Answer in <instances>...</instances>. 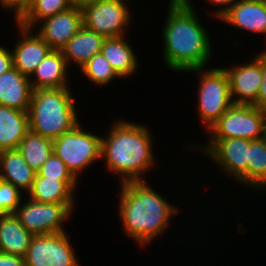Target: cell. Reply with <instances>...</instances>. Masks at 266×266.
Here are the masks:
<instances>
[{
    "label": "cell",
    "mask_w": 266,
    "mask_h": 266,
    "mask_svg": "<svg viewBox=\"0 0 266 266\" xmlns=\"http://www.w3.org/2000/svg\"><path fill=\"white\" fill-rule=\"evenodd\" d=\"M191 3L190 0H171L162 28L163 60L176 72L205 69L212 55L208 32Z\"/></svg>",
    "instance_id": "cell-1"
},
{
    "label": "cell",
    "mask_w": 266,
    "mask_h": 266,
    "mask_svg": "<svg viewBox=\"0 0 266 266\" xmlns=\"http://www.w3.org/2000/svg\"><path fill=\"white\" fill-rule=\"evenodd\" d=\"M144 181L121 183L119 218L128 237L139 246L150 244L164 233L178 208Z\"/></svg>",
    "instance_id": "cell-2"
},
{
    "label": "cell",
    "mask_w": 266,
    "mask_h": 266,
    "mask_svg": "<svg viewBox=\"0 0 266 266\" xmlns=\"http://www.w3.org/2000/svg\"><path fill=\"white\" fill-rule=\"evenodd\" d=\"M101 138V159L108 171L122 176L121 183L144 181V172L155 165L150 131L144 125L118 120Z\"/></svg>",
    "instance_id": "cell-3"
},
{
    "label": "cell",
    "mask_w": 266,
    "mask_h": 266,
    "mask_svg": "<svg viewBox=\"0 0 266 266\" xmlns=\"http://www.w3.org/2000/svg\"><path fill=\"white\" fill-rule=\"evenodd\" d=\"M69 87L33 90L29 107L30 131L55 140L79 122Z\"/></svg>",
    "instance_id": "cell-4"
},
{
    "label": "cell",
    "mask_w": 266,
    "mask_h": 266,
    "mask_svg": "<svg viewBox=\"0 0 266 266\" xmlns=\"http://www.w3.org/2000/svg\"><path fill=\"white\" fill-rule=\"evenodd\" d=\"M80 125L78 123L73 129L53 140V153L65 163L77 180L84 169L101 159L102 136L85 131Z\"/></svg>",
    "instance_id": "cell-5"
},
{
    "label": "cell",
    "mask_w": 266,
    "mask_h": 266,
    "mask_svg": "<svg viewBox=\"0 0 266 266\" xmlns=\"http://www.w3.org/2000/svg\"><path fill=\"white\" fill-rule=\"evenodd\" d=\"M199 68L188 72H199L198 113L207 130L233 105L229 78L224 68Z\"/></svg>",
    "instance_id": "cell-6"
},
{
    "label": "cell",
    "mask_w": 266,
    "mask_h": 266,
    "mask_svg": "<svg viewBox=\"0 0 266 266\" xmlns=\"http://www.w3.org/2000/svg\"><path fill=\"white\" fill-rule=\"evenodd\" d=\"M208 131L209 139H261L266 136V112L254 105L233 104Z\"/></svg>",
    "instance_id": "cell-7"
},
{
    "label": "cell",
    "mask_w": 266,
    "mask_h": 266,
    "mask_svg": "<svg viewBox=\"0 0 266 266\" xmlns=\"http://www.w3.org/2000/svg\"><path fill=\"white\" fill-rule=\"evenodd\" d=\"M127 0H96L81 6L83 25L105 38L124 36L131 22Z\"/></svg>",
    "instance_id": "cell-8"
},
{
    "label": "cell",
    "mask_w": 266,
    "mask_h": 266,
    "mask_svg": "<svg viewBox=\"0 0 266 266\" xmlns=\"http://www.w3.org/2000/svg\"><path fill=\"white\" fill-rule=\"evenodd\" d=\"M74 205L39 203L28 199L26 203L20 204L14 214L33 235L56 234L66 232L64 223L73 213Z\"/></svg>",
    "instance_id": "cell-9"
},
{
    "label": "cell",
    "mask_w": 266,
    "mask_h": 266,
    "mask_svg": "<svg viewBox=\"0 0 266 266\" xmlns=\"http://www.w3.org/2000/svg\"><path fill=\"white\" fill-rule=\"evenodd\" d=\"M199 148L210 157L220 170L233 177L239 184L247 186V166L249 161L250 140L243 138L209 139Z\"/></svg>",
    "instance_id": "cell-10"
},
{
    "label": "cell",
    "mask_w": 266,
    "mask_h": 266,
    "mask_svg": "<svg viewBox=\"0 0 266 266\" xmlns=\"http://www.w3.org/2000/svg\"><path fill=\"white\" fill-rule=\"evenodd\" d=\"M66 232L34 235L27 254L26 266H80Z\"/></svg>",
    "instance_id": "cell-11"
},
{
    "label": "cell",
    "mask_w": 266,
    "mask_h": 266,
    "mask_svg": "<svg viewBox=\"0 0 266 266\" xmlns=\"http://www.w3.org/2000/svg\"><path fill=\"white\" fill-rule=\"evenodd\" d=\"M224 70L229 78L233 104L255 105L262 84V52L249 63Z\"/></svg>",
    "instance_id": "cell-12"
},
{
    "label": "cell",
    "mask_w": 266,
    "mask_h": 266,
    "mask_svg": "<svg viewBox=\"0 0 266 266\" xmlns=\"http://www.w3.org/2000/svg\"><path fill=\"white\" fill-rule=\"evenodd\" d=\"M36 32L51 47L61 50L65 44L83 26V15L80 6L73 5L66 11L43 19Z\"/></svg>",
    "instance_id": "cell-13"
},
{
    "label": "cell",
    "mask_w": 266,
    "mask_h": 266,
    "mask_svg": "<svg viewBox=\"0 0 266 266\" xmlns=\"http://www.w3.org/2000/svg\"><path fill=\"white\" fill-rule=\"evenodd\" d=\"M17 27H19L21 37L11 51L13 67L21 74L30 77L52 49L36 31L33 33V29L23 27L18 23Z\"/></svg>",
    "instance_id": "cell-14"
},
{
    "label": "cell",
    "mask_w": 266,
    "mask_h": 266,
    "mask_svg": "<svg viewBox=\"0 0 266 266\" xmlns=\"http://www.w3.org/2000/svg\"><path fill=\"white\" fill-rule=\"evenodd\" d=\"M219 19L238 29L266 35V0H238Z\"/></svg>",
    "instance_id": "cell-15"
},
{
    "label": "cell",
    "mask_w": 266,
    "mask_h": 266,
    "mask_svg": "<svg viewBox=\"0 0 266 266\" xmlns=\"http://www.w3.org/2000/svg\"><path fill=\"white\" fill-rule=\"evenodd\" d=\"M68 67L61 50H51L29 77L33 90L69 87Z\"/></svg>",
    "instance_id": "cell-16"
},
{
    "label": "cell",
    "mask_w": 266,
    "mask_h": 266,
    "mask_svg": "<svg viewBox=\"0 0 266 266\" xmlns=\"http://www.w3.org/2000/svg\"><path fill=\"white\" fill-rule=\"evenodd\" d=\"M32 93L29 77L14 67L0 75V105L29 111Z\"/></svg>",
    "instance_id": "cell-17"
},
{
    "label": "cell",
    "mask_w": 266,
    "mask_h": 266,
    "mask_svg": "<svg viewBox=\"0 0 266 266\" xmlns=\"http://www.w3.org/2000/svg\"><path fill=\"white\" fill-rule=\"evenodd\" d=\"M78 182H63L40 176L37 172L31 190L27 193L29 199L39 203L76 204L74 191Z\"/></svg>",
    "instance_id": "cell-18"
},
{
    "label": "cell",
    "mask_w": 266,
    "mask_h": 266,
    "mask_svg": "<svg viewBox=\"0 0 266 266\" xmlns=\"http://www.w3.org/2000/svg\"><path fill=\"white\" fill-rule=\"evenodd\" d=\"M104 39L103 35L83 25L61 49L67 65L73 62L80 69L95 54L100 53Z\"/></svg>",
    "instance_id": "cell-19"
},
{
    "label": "cell",
    "mask_w": 266,
    "mask_h": 266,
    "mask_svg": "<svg viewBox=\"0 0 266 266\" xmlns=\"http://www.w3.org/2000/svg\"><path fill=\"white\" fill-rule=\"evenodd\" d=\"M29 131L28 111L0 105V151L17 150Z\"/></svg>",
    "instance_id": "cell-20"
},
{
    "label": "cell",
    "mask_w": 266,
    "mask_h": 266,
    "mask_svg": "<svg viewBox=\"0 0 266 266\" xmlns=\"http://www.w3.org/2000/svg\"><path fill=\"white\" fill-rule=\"evenodd\" d=\"M35 175L18 150L0 151V179L26 194L32 188Z\"/></svg>",
    "instance_id": "cell-21"
},
{
    "label": "cell",
    "mask_w": 266,
    "mask_h": 266,
    "mask_svg": "<svg viewBox=\"0 0 266 266\" xmlns=\"http://www.w3.org/2000/svg\"><path fill=\"white\" fill-rule=\"evenodd\" d=\"M14 213L0 215V251L25 257L33 238Z\"/></svg>",
    "instance_id": "cell-22"
},
{
    "label": "cell",
    "mask_w": 266,
    "mask_h": 266,
    "mask_svg": "<svg viewBox=\"0 0 266 266\" xmlns=\"http://www.w3.org/2000/svg\"><path fill=\"white\" fill-rule=\"evenodd\" d=\"M126 36L105 38L101 53L121 78L133 75L138 67V58Z\"/></svg>",
    "instance_id": "cell-23"
},
{
    "label": "cell",
    "mask_w": 266,
    "mask_h": 266,
    "mask_svg": "<svg viewBox=\"0 0 266 266\" xmlns=\"http://www.w3.org/2000/svg\"><path fill=\"white\" fill-rule=\"evenodd\" d=\"M17 150L29 167L37 172L53 153V140L29 131Z\"/></svg>",
    "instance_id": "cell-24"
},
{
    "label": "cell",
    "mask_w": 266,
    "mask_h": 266,
    "mask_svg": "<svg viewBox=\"0 0 266 266\" xmlns=\"http://www.w3.org/2000/svg\"><path fill=\"white\" fill-rule=\"evenodd\" d=\"M73 6L71 0H34L16 19L23 27L35 29L43 19L66 11Z\"/></svg>",
    "instance_id": "cell-25"
},
{
    "label": "cell",
    "mask_w": 266,
    "mask_h": 266,
    "mask_svg": "<svg viewBox=\"0 0 266 266\" xmlns=\"http://www.w3.org/2000/svg\"><path fill=\"white\" fill-rule=\"evenodd\" d=\"M247 186L250 189L266 188V136L250 140Z\"/></svg>",
    "instance_id": "cell-26"
},
{
    "label": "cell",
    "mask_w": 266,
    "mask_h": 266,
    "mask_svg": "<svg viewBox=\"0 0 266 266\" xmlns=\"http://www.w3.org/2000/svg\"><path fill=\"white\" fill-rule=\"evenodd\" d=\"M80 71L91 83L98 86H105L115 80V78H121L101 52L88 60Z\"/></svg>",
    "instance_id": "cell-27"
},
{
    "label": "cell",
    "mask_w": 266,
    "mask_h": 266,
    "mask_svg": "<svg viewBox=\"0 0 266 266\" xmlns=\"http://www.w3.org/2000/svg\"><path fill=\"white\" fill-rule=\"evenodd\" d=\"M37 173L40 176L61 180L63 182L79 181L72 175L65 163L54 153L51 154Z\"/></svg>",
    "instance_id": "cell-28"
},
{
    "label": "cell",
    "mask_w": 266,
    "mask_h": 266,
    "mask_svg": "<svg viewBox=\"0 0 266 266\" xmlns=\"http://www.w3.org/2000/svg\"><path fill=\"white\" fill-rule=\"evenodd\" d=\"M21 199L22 193L16 187L0 179V215L15 213Z\"/></svg>",
    "instance_id": "cell-29"
},
{
    "label": "cell",
    "mask_w": 266,
    "mask_h": 266,
    "mask_svg": "<svg viewBox=\"0 0 266 266\" xmlns=\"http://www.w3.org/2000/svg\"><path fill=\"white\" fill-rule=\"evenodd\" d=\"M254 106L266 112V52L264 50L262 51V84Z\"/></svg>",
    "instance_id": "cell-30"
},
{
    "label": "cell",
    "mask_w": 266,
    "mask_h": 266,
    "mask_svg": "<svg viewBox=\"0 0 266 266\" xmlns=\"http://www.w3.org/2000/svg\"><path fill=\"white\" fill-rule=\"evenodd\" d=\"M0 266H26L25 258L0 251Z\"/></svg>",
    "instance_id": "cell-31"
},
{
    "label": "cell",
    "mask_w": 266,
    "mask_h": 266,
    "mask_svg": "<svg viewBox=\"0 0 266 266\" xmlns=\"http://www.w3.org/2000/svg\"><path fill=\"white\" fill-rule=\"evenodd\" d=\"M1 45V44H0ZM13 67L12 53L4 46H0V75Z\"/></svg>",
    "instance_id": "cell-32"
},
{
    "label": "cell",
    "mask_w": 266,
    "mask_h": 266,
    "mask_svg": "<svg viewBox=\"0 0 266 266\" xmlns=\"http://www.w3.org/2000/svg\"><path fill=\"white\" fill-rule=\"evenodd\" d=\"M0 5L5 10H12L15 12V19L23 12V0H0Z\"/></svg>",
    "instance_id": "cell-33"
},
{
    "label": "cell",
    "mask_w": 266,
    "mask_h": 266,
    "mask_svg": "<svg viewBox=\"0 0 266 266\" xmlns=\"http://www.w3.org/2000/svg\"><path fill=\"white\" fill-rule=\"evenodd\" d=\"M236 1L238 0H208V2L212 4L214 3L215 5H220L222 7H220L219 10L217 8L216 12L212 11L213 15L217 18H220Z\"/></svg>",
    "instance_id": "cell-34"
},
{
    "label": "cell",
    "mask_w": 266,
    "mask_h": 266,
    "mask_svg": "<svg viewBox=\"0 0 266 266\" xmlns=\"http://www.w3.org/2000/svg\"><path fill=\"white\" fill-rule=\"evenodd\" d=\"M73 5H76V6H82L88 2H92V1H96V0H71Z\"/></svg>",
    "instance_id": "cell-35"
},
{
    "label": "cell",
    "mask_w": 266,
    "mask_h": 266,
    "mask_svg": "<svg viewBox=\"0 0 266 266\" xmlns=\"http://www.w3.org/2000/svg\"><path fill=\"white\" fill-rule=\"evenodd\" d=\"M34 0H23V11L33 2Z\"/></svg>",
    "instance_id": "cell-36"
}]
</instances>
